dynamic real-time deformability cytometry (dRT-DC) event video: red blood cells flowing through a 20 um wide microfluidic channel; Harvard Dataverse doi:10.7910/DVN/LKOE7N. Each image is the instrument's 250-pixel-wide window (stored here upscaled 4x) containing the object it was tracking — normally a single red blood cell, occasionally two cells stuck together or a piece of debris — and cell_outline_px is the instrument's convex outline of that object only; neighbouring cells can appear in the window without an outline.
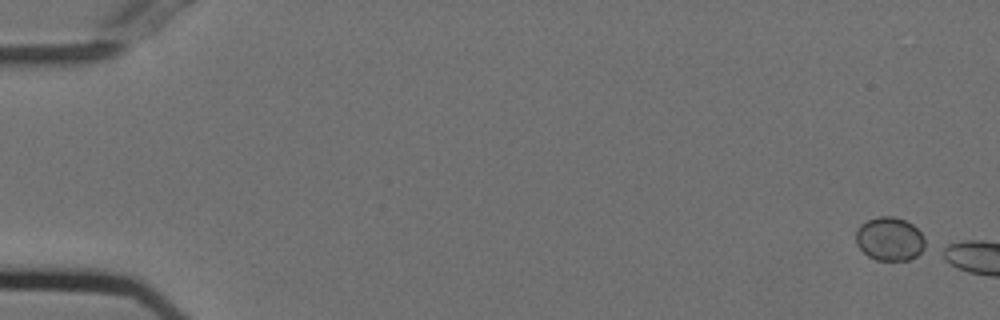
{"species": "Egyptian fruit bat (a non-hibernating species)", "species_latin": "Rousettus aegyptiacus", "temperature_condition": "cold", "stored_images_in_passage": 9, "camera_frame_rate_fps": 3000, "um_per_image_px": 0.085, "animal": {"sex": "female"}, "frame": {"image": 1, "passage_image": 1, "time_ms": 0.0, "image_size_px": [1000, 320], "cell_outline_px": [[928, 248], [916, 256], [908, 260], [876, 260], [868, 256], [856, 244], [856, 232], [860, 224], [868, 220], [880, 216], [892, 216], [904, 220], [912, 224], [924, 236]], "centroid_in_image_um": [75.65, 20.32], "position_along_channel_um": 9.3, "area_um2": 17.74}}